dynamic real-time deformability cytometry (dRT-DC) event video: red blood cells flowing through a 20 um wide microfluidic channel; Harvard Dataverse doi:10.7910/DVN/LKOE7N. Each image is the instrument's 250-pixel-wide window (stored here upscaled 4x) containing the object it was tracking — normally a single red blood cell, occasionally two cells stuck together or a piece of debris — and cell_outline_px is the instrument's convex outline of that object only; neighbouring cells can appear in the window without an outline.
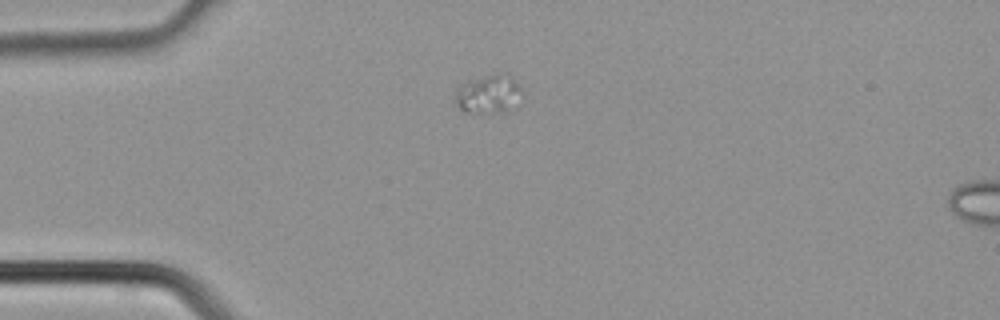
{"species": "common noctule bat (a hibernating species)", "species_latin": "Nyctalus noctula", "temperature_condition": "cold", "stored_images_in_passage": 3, "camera_frame_rate_fps": 3000, "um_per_image_px": 0.085, "animal": {"sex": "male", "body_mass_g": 21.5, "forearm_length_mm": 52.0}, "frame": {"image": 1, "passage_image": 3, "time_ms": 0.667, "image_size_px": [1000, 320], "cell_outline_px": [[520, 88], [508, 108], [504, 112], [464, 112], [452, 100], [460, 84], [464, 80], [492, 72], [508, 72], [520, 84]], "centroid_in_image_um": [41.4, 7.9], "position_along_channel_um": 43.6, "area_um2": 15.09}}